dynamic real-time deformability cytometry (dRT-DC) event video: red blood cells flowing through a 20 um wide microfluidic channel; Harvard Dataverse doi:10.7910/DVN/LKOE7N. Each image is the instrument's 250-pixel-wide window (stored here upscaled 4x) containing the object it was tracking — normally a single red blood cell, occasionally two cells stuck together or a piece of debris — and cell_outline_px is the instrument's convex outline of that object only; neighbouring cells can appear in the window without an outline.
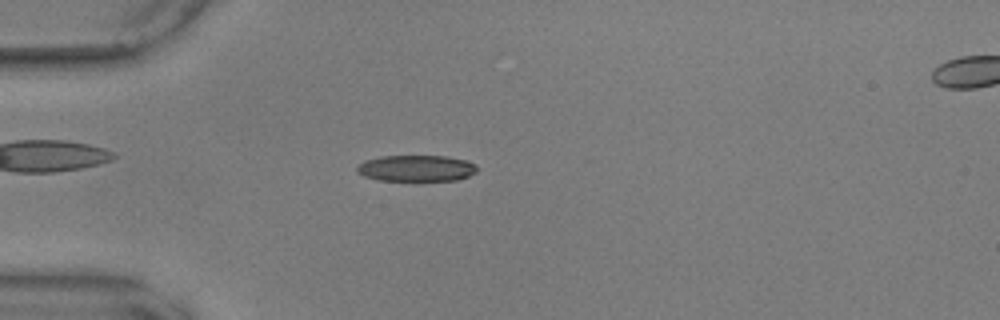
{"species": "common noctule bat (a hibernating species)", "species_latin": "Nyctalus noctula", "temperature_condition": "warm", "stored_images_in_passage": 55, "camera_frame_rate_fps": 3000, "um_per_image_px": 0.085, "animal": {"sex": "male", "body_mass_g": 17.9, "forearm_length_mm": 54.2}, "frame": {"image": 1, "passage_image": 15, "time_ms": 4.667, "image_size_px": [1000, 320], "cell_outline_px": [[476, 172], [468, 176], [456, 180], [376, 180], [364, 176], [356, 172], [356, 168], [364, 160], [380, 156], [448, 156], [468, 160], [476, 164]], "centroid_in_image_um": [35.38, 14.29], "position_along_channel_um": 49.6, "area_um2": 18.44}}
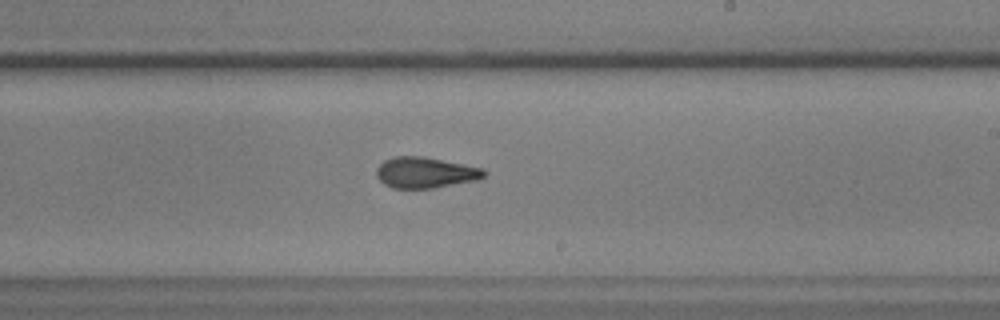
{"frame": {"image": 2, "passage_image": 33, "time_ms": 10.667, "image_size_px": [1000, 320], "cell_outline_px": [[488, 172], [484, 176], [476, 180], [432, 188], [392, 188], [384, 184], [376, 176], [376, 168], [384, 160], [396, 156], [420, 156], [484, 168]], "centroid_in_image_um": [36.13, 14.67], "position_along_channel_um": 252.9, "area_um2": 19.25}}
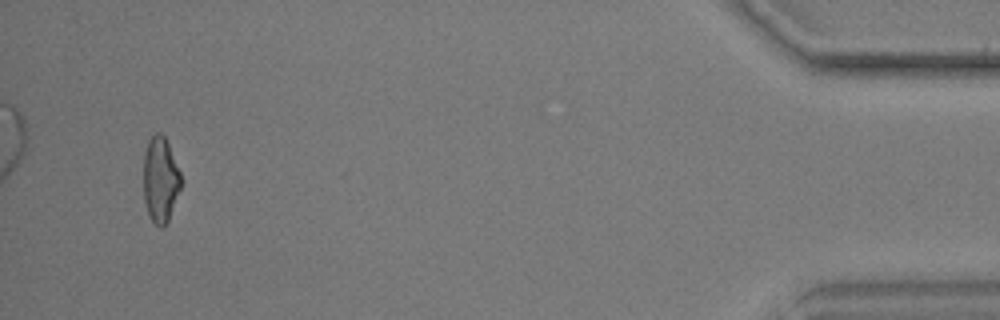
{"frame": {"image": 3, "passage_image": 53, "time_ms": 17.333, "image_size_px": [1000, 320], "cell_outline_px": [[180, 188], [168, 220], [160, 228], [152, 220], [148, 212], [144, 200], [144, 152], [148, 140], [156, 132], [160, 132], [164, 136], [168, 144], [180, 172]], "centroid_in_image_um": [13.61, 15.23], "position_along_channel_um": 421.6, "area_um2": 18.26}, "authors_computed_cell_mechanics": {"area_um2": 19.1318, "velocity_mm_per_s": 3.6305, "shape_relaxation_time_tau1_ms": 9.9473, "shape_relaxation_time_tau2_ms": 1.6882, "deformation_change_tau1": 0.234, "deformation_change_tau2": 0.0958}}